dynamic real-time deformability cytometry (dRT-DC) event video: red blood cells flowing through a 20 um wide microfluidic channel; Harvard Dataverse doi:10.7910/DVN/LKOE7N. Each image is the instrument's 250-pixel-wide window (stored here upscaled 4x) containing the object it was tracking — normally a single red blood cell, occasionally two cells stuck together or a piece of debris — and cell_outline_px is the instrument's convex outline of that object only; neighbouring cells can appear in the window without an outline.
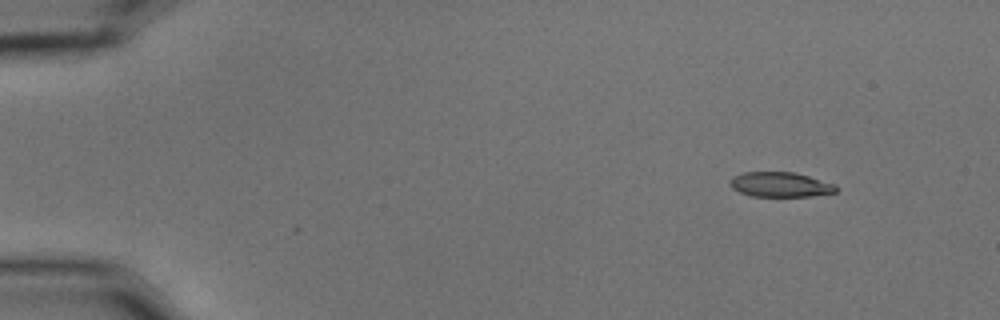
{"species": "common noctule bat (a hibernating species)", "species_latin": "Nyctalus noctula", "temperature_condition": "cold", "stored_images_in_passage": 4, "camera_frame_rate_fps": 3000, "um_per_image_px": 0.085, "animal": {"sex": "male", "body_mass_g": 15.6}, "frame": {"image": 1, "passage_image": 1, "time_ms": 0.0, "image_size_px": [1000, 320], "cell_outline_px": [[836, 192], [812, 196], [752, 196], [740, 192], [732, 188], [728, 184], [728, 180], [732, 176], [744, 172], [796, 172], [836, 184]], "centroid_in_image_um": [66.3, 15.68], "position_along_channel_um": 18.7, "area_um2": 15.49}}
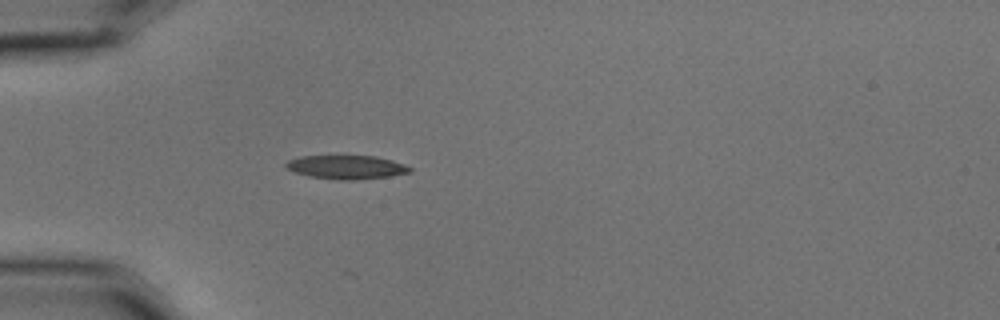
{"frame": {"image": 2, "passage_image": 4, "time_ms": 1.0, "image_size_px": [1000, 320], "cell_outline_px": [[412, 172], [392, 176], [352, 180], [340, 180], [308, 176], [284, 168], [284, 164], [288, 160], [300, 156], [344, 152], [376, 156], [392, 160], [404, 164], [412, 168]], "centroid_in_image_um": [29.42, 14.14], "position_along_channel_um": 55.6, "area_um2": 18.32}}